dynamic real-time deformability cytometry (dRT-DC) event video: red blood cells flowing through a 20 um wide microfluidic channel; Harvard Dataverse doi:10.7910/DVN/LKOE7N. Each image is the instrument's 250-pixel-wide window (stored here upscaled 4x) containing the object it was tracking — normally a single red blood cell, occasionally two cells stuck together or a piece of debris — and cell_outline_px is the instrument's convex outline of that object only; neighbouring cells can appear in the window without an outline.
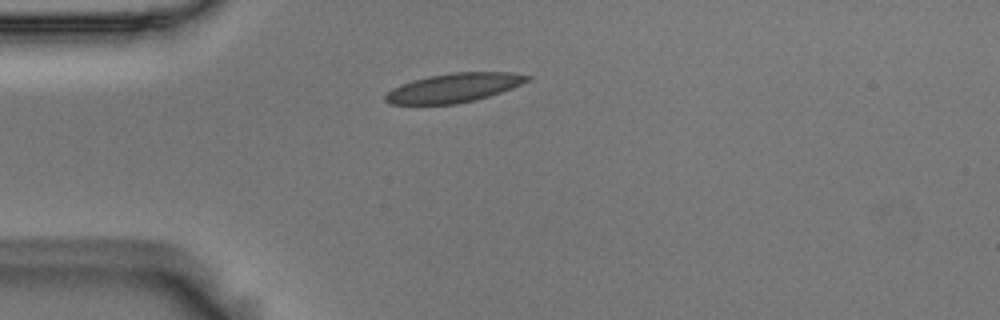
{"species": "Egyptian fruit bat (a non-hibernating species)", "species_latin": "Rousettus aegyptiacus", "temperature_condition": "room temperature", "stored_images_in_passage": 1, "camera_frame_rate_fps": 3000, "um_per_image_px": 0.085, "animal": {"sex": "male"}, "frame": {"image": 1, "passage_image": 1, "time_ms": 0.0, "image_size_px": [1000, 320], "cell_outline_px": [[532, 76], [528, 80], [512, 88], [488, 96], [456, 104], [392, 104], [384, 100], [384, 96], [392, 88], [428, 76], [452, 72], [512, 72]], "centroid_in_image_um": [38.59, 7.45], "position_along_channel_um": 46.4, "area_um2": 23.64}}